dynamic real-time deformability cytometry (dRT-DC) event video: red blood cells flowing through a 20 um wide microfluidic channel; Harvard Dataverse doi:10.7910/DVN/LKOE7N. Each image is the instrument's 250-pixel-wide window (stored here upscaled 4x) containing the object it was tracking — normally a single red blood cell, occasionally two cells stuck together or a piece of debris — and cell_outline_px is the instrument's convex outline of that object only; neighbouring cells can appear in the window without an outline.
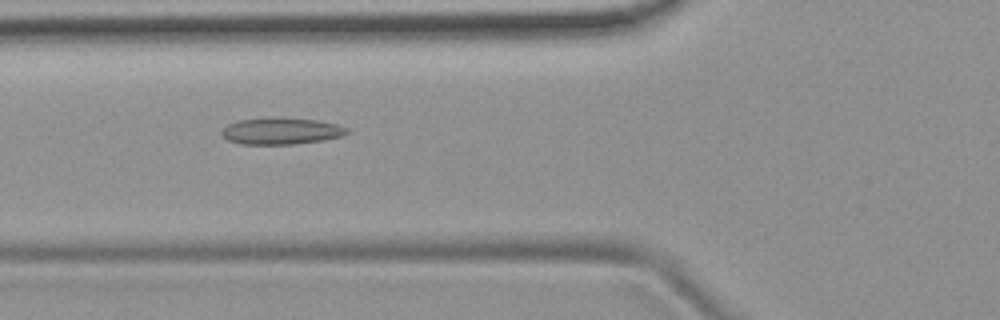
{"species": "common noctule bat (a hibernating species)", "species_latin": "Nyctalus noctula", "temperature_condition": "room temperature", "stored_images_in_passage": 3, "camera_frame_rate_fps": 3000, "um_per_image_px": 0.085, "animal": {"sex": "female", "body_mass_g": 19.9}, "frame": {"image": 1, "passage_image": 3, "time_ms": 0.667, "image_size_px": [1000, 320], "cell_outline_px": [[348, 132], [340, 136], [324, 140], [292, 144], [240, 144], [228, 140], [220, 132], [228, 124], [236, 120], [268, 116], [276, 116], [316, 120], [336, 124], [348, 128]], "centroid_in_image_um": [23.85, 11.11], "position_along_channel_um": 101.9, "area_um2": 19.71}}